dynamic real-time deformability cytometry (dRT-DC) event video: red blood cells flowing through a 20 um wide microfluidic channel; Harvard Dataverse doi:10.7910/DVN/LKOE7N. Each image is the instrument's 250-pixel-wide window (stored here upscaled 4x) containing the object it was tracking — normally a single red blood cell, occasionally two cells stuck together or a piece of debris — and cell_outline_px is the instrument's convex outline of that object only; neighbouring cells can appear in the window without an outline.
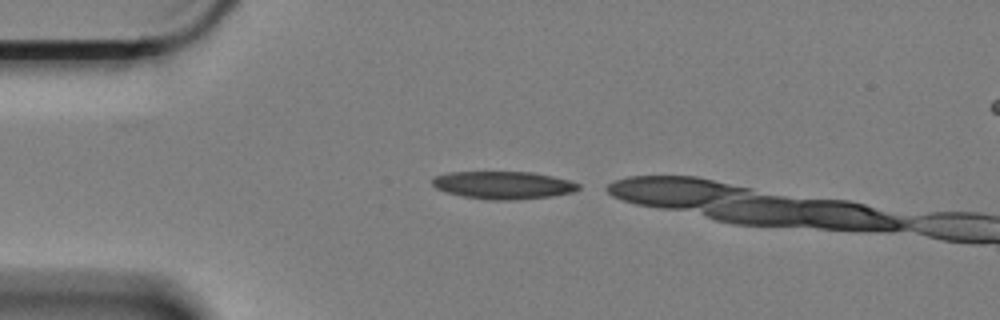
{"species": "Egyptian fruit bat (a non-hibernating species)", "species_latin": "Rousettus aegyptiacus", "temperature_condition": "cold", "stored_images_in_passage": 4, "camera_frame_rate_fps": 3000, "um_per_image_px": 0.085, "animal": {"sex": "female"}, "frame": {"image": 1, "passage_image": 1, "time_ms": 0.0, "image_size_px": [1000, 320], "cell_outline_px": [[580, 188], [572, 192], [552, 196], [516, 200], [488, 200], [460, 196], [444, 192], [436, 188], [432, 184], [432, 180], [436, 176], [448, 172], [532, 172], [552, 176], [568, 180], [580, 184]], "centroid_in_image_um": [42.75, 15.74], "position_along_channel_um": 42.2, "area_um2": 23.7}}